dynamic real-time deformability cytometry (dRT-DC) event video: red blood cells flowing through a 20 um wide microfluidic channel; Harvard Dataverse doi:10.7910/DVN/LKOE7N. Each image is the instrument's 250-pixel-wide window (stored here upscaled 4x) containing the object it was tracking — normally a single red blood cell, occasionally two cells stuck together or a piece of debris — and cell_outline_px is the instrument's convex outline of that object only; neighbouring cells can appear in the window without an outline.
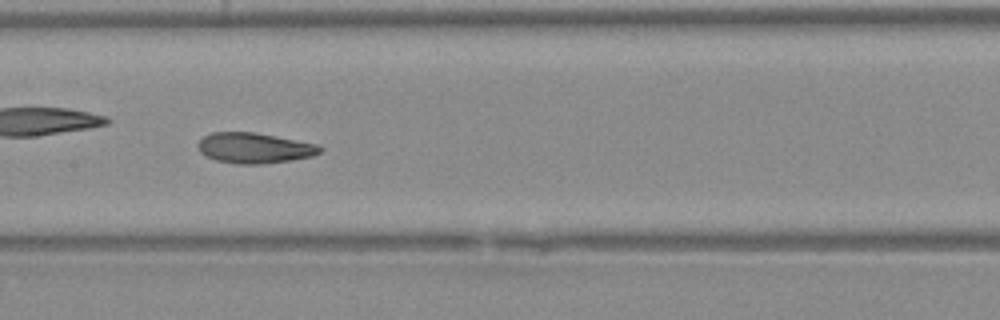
{"species": "Egyptian fruit bat (a non-hibernating species)", "species_latin": "Rousettus aegyptiacus", "temperature_condition": "warm", "stored_images_in_passage": 34, "camera_frame_rate_fps": 3000, "um_per_image_px": 0.085, "animal": {"sex": "female"}, "frame": {"image": 1, "passage_image": 10, "time_ms": 3.0, "image_size_px": [1000, 320], "cell_outline_px": [[324, 148], [320, 152], [312, 156], [292, 160], [260, 164], [236, 164], [216, 160], [200, 152], [196, 144], [204, 136], [212, 132], [252, 132], [320, 144]], "centroid_in_image_um": [21.64, 12.58], "position_along_channel_um": 185.8, "area_um2": 21.68}}